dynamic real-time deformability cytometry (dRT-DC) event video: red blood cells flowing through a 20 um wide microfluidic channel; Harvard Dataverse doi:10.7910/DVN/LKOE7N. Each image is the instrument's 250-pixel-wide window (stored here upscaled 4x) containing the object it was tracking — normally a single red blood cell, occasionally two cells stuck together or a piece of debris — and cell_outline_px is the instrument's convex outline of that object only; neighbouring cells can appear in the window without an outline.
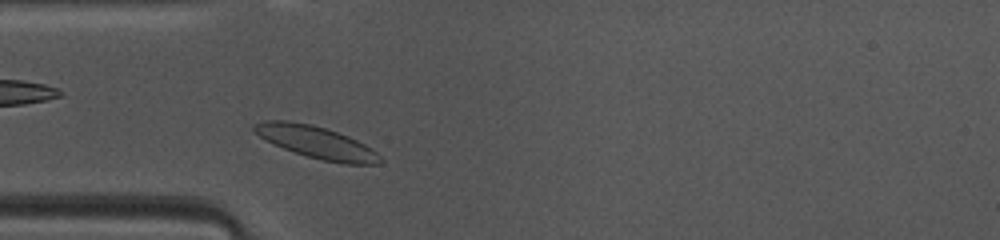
{"species": "common noctule bat (a hibernating species)", "species_latin": "Nyctalus noctula", "temperature_condition": "warm", "stored_images_in_passage": 37, "camera_frame_rate_fps": 3000, "um_per_image_px": 0.085, "animal": {"sex": "female", "body_mass_g": 10.0, "forearm_length_mm": 53.1}, "frame": {"image": 1, "passage_image": 3, "time_ms": 0.667, "image_size_px": [1000, 240], "cell_outline_px": [[384, 160], [380, 164], [344, 164], [324, 160], [308, 156], [284, 148], [260, 136], [252, 128], [252, 124], [264, 120], [288, 120], [312, 124], [348, 136], [364, 144], [376, 152]], "centroid_in_image_um": [26.91, 12.08], "position_along_channel_um": 58.1, "area_um2": 23.24}}
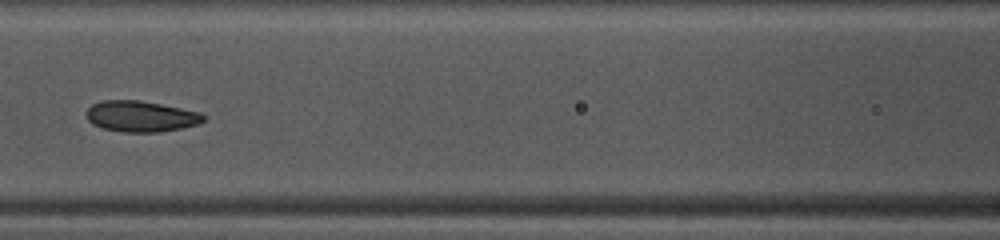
{"frame": {"image": 2, "passage_image": 10, "time_ms": 3.0, "image_size_px": [1000, 240], "cell_outline_px": [[204, 120], [196, 124], [180, 128], [160, 132], [124, 132], [104, 128], [92, 124], [88, 120], [88, 108], [92, 104], [100, 100], [140, 100], [200, 112], [204, 116]], "centroid_in_image_um": [11.95, 9.88], "position_along_channel_um": 154.6, "area_um2": 20.87}}
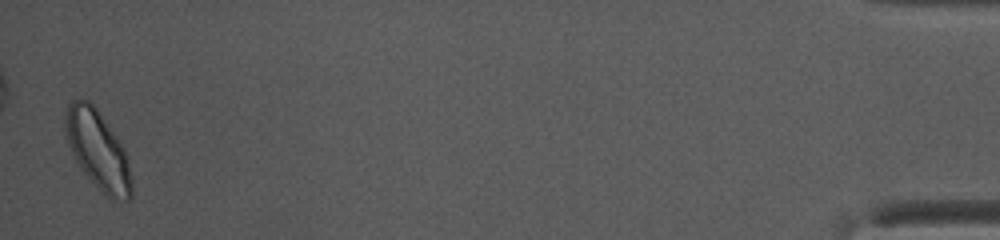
{"frame": {"image": 3, "passage_image": 37, "time_ms": 12.0, "image_size_px": [1000, 240], "cell_outline_px": [[132, 196], [128, 200], [108, 200], [80, 168], [68, 144], [64, 132], [64, 112], [68, 104], [72, 100], [88, 100], [96, 108], [116, 136], [124, 148], [132, 180]], "centroid_in_image_um": [8.3, 12.78], "position_along_channel_um": 426.9, "area_um2": 30.4}, "authors_computed_cell_mechanics": {"area_um2": 21.386, "velocity_mm_per_s": 4.121, "shape_relaxation_time_tau1_ms": 3.701, "shape_relaxation_time_tau2_ms": 2.9348, "deformation_change_tau1": 0.1069, "deformation_change_tau2": 0.0742}}